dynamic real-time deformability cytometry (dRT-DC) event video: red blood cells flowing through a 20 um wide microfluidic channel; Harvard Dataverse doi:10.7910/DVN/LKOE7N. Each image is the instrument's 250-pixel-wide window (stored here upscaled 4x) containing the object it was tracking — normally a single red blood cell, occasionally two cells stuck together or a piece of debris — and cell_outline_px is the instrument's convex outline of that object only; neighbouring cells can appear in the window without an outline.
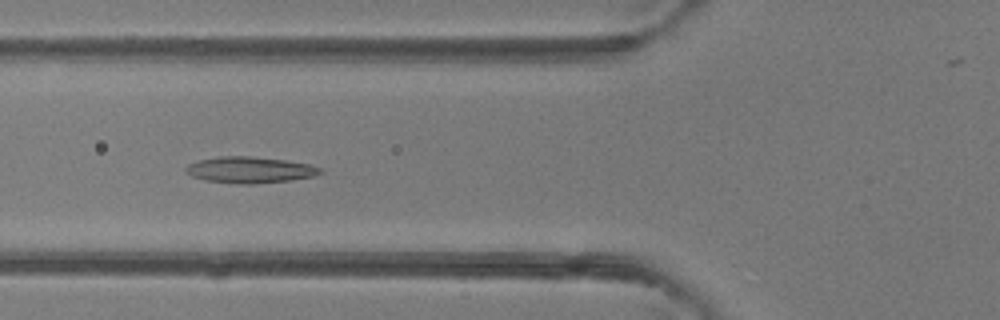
{"species": "common noctule bat (a hibernating species)", "species_latin": "Nyctalus noctula", "temperature_condition": "room temperature", "stored_images_in_passage": 47, "camera_frame_rate_fps": 3000, "um_per_image_px": 0.085, "animal": {"sex": "female"}, "frame": {"image": 1, "passage_image": 17, "time_ms": 5.333, "image_size_px": [1000, 320], "cell_outline_px": [[324, 172], [312, 176], [288, 180], [252, 184], [240, 184], [204, 180], [192, 176], [184, 172], [184, 168], [188, 164], [200, 160], [220, 156], [252, 156], [288, 160], [308, 164], [324, 168]], "centroid_in_image_um": [21.23, 14.43], "position_along_channel_um": 104.6, "area_um2": 20.63}}
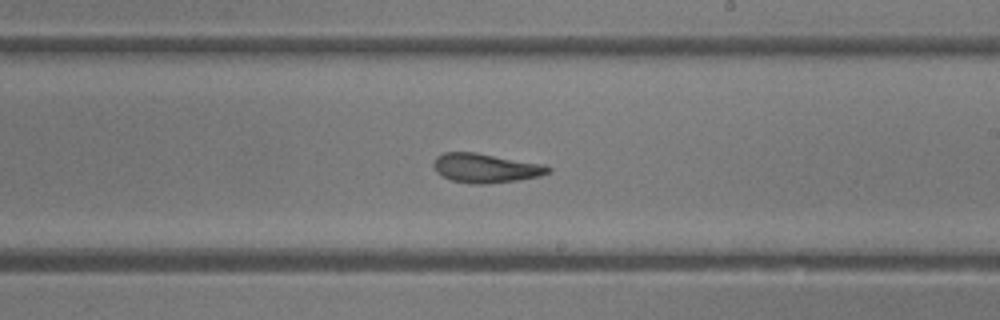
{"frame": {"image": 2, "passage_image": 27, "time_ms": 8.667, "image_size_px": [1000, 320], "cell_outline_px": [[552, 172], [540, 176], [516, 180], [488, 184], [472, 184], [452, 180], [436, 172], [432, 164], [436, 156], [444, 152], [476, 152], [544, 164], [552, 168]], "centroid_in_image_um": [41.29, 14.28], "position_along_channel_um": 247.7, "area_um2": 19.65}}
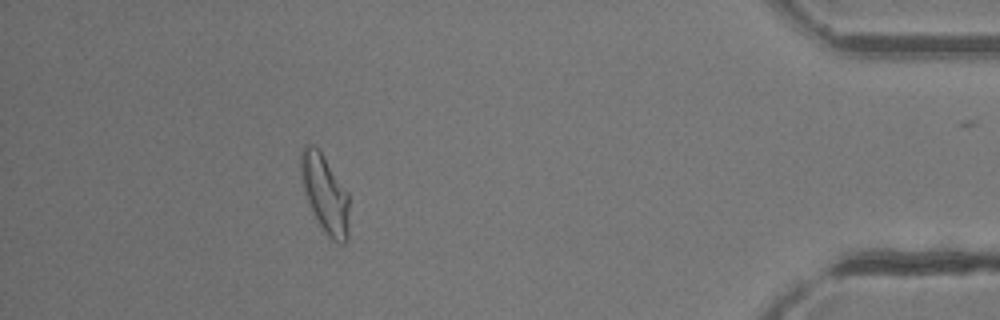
{"frame": {"image": 3, "passage_image": 42, "time_ms": 13.667, "image_size_px": [1000, 320], "cell_outline_px": [[348, 240], [344, 244], [340, 244], [332, 240], [328, 236], [320, 224], [308, 200], [300, 176], [300, 152], [304, 144], [312, 144], [320, 152], [348, 192]], "centroid_in_image_um": [27.62, 16.47], "position_along_channel_um": 407.6, "area_um2": 21.5}, "authors_computed_cell_mechanics": {"area_um2": 20.9814, "velocity_mm_per_s": 4.29, "shape_relaxation_time_tau1_ms": null, "shape_relaxation_time_tau2_ms": 2.9149, "deformation_change_tau1": null, "deformation_change_tau2": 0.1169}}